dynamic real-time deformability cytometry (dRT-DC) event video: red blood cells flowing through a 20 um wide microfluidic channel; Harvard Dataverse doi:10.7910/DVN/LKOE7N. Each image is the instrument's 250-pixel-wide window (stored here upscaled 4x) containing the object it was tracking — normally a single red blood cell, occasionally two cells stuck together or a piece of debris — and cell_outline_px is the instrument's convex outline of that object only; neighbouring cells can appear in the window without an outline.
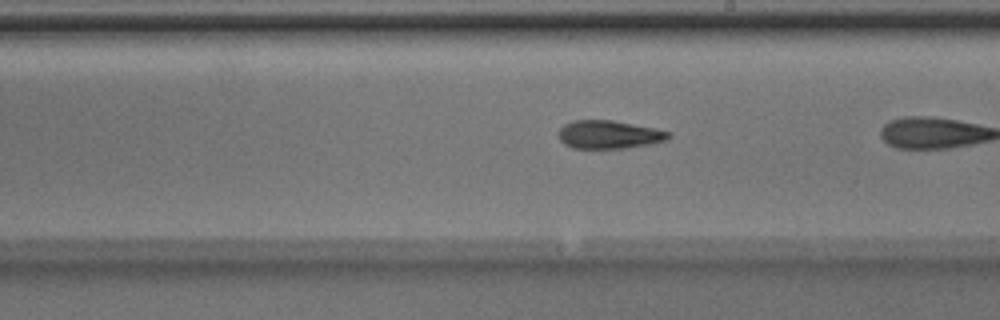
{"species": "Egyptian fruit bat (a non-hibernating species)", "species_latin": "Rousettus aegyptiacus", "temperature_condition": "room temperature", "stored_images_in_passage": 26, "camera_frame_rate_fps": 3000, "um_per_image_px": 0.085, "animal": {"sex": "male"}, "frame": {"image": 1, "passage_image": 22, "time_ms": 7.0, "image_size_px": [1000, 320], "cell_outline_px": [[672, 136], [668, 140], [652, 144], [628, 148], [572, 148], [564, 144], [560, 140], [560, 128], [564, 124], [572, 120], [612, 120], [656, 128], [672, 132]], "centroid_in_image_um": [51.83, 11.44], "position_along_channel_um": 237.2, "area_um2": 18.32}}